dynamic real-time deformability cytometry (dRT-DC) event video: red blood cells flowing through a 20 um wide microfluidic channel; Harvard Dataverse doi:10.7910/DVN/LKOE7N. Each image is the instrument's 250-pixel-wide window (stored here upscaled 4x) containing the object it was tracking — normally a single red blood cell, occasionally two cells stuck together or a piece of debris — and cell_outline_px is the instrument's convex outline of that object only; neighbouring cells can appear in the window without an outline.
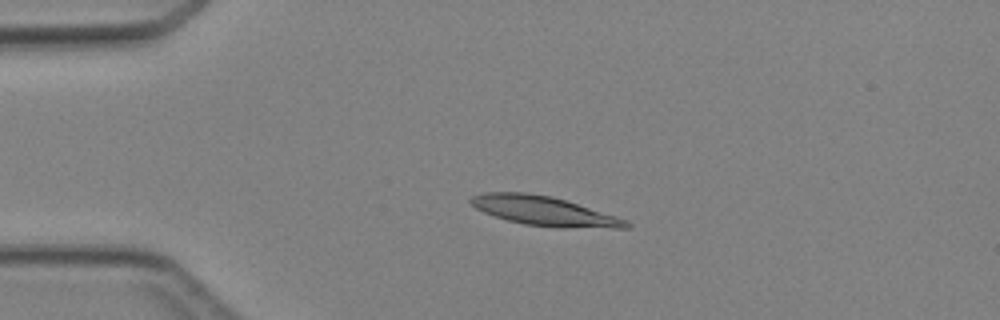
{"species": "Egyptian fruit bat (a non-hibernating species)", "species_latin": "Rousettus aegyptiacus", "temperature_condition": "cold", "stored_images_in_passage": 5, "camera_frame_rate_fps": 3000, "um_per_image_px": 0.085, "animal": {"sex": "female"}, "frame": {"image": 1, "passage_image": 3, "time_ms": 2.333, "image_size_px": [1000, 320], "cell_outline_px": [[632, 228], [560, 228], [524, 224], [508, 220], [484, 212], [476, 208], [468, 200], [472, 196], [484, 192], [528, 192], [552, 196], [616, 216], [628, 220], [632, 224]], "centroid_in_image_um": [46.29, 17.94], "position_along_channel_um": 38.7, "area_um2": 26.65}}
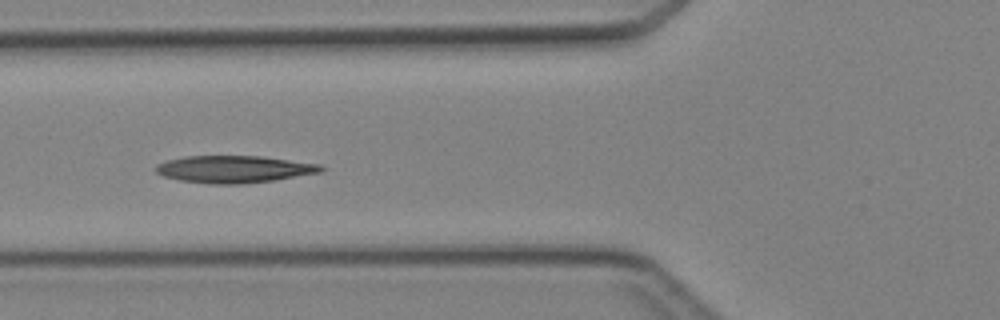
{"frame": {"image": 2, "passage_image": 5, "time_ms": 4.667, "image_size_px": [1000, 320], "cell_outline_px": [[324, 168], [320, 172], [276, 180], [244, 184], [208, 184], [180, 180], [164, 176], [156, 172], [156, 164], [168, 160], [184, 156], [260, 156], [320, 164]], "centroid_in_image_um": [19.88, 14.38], "position_along_channel_um": 105.9, "area_um2": 26.13}}